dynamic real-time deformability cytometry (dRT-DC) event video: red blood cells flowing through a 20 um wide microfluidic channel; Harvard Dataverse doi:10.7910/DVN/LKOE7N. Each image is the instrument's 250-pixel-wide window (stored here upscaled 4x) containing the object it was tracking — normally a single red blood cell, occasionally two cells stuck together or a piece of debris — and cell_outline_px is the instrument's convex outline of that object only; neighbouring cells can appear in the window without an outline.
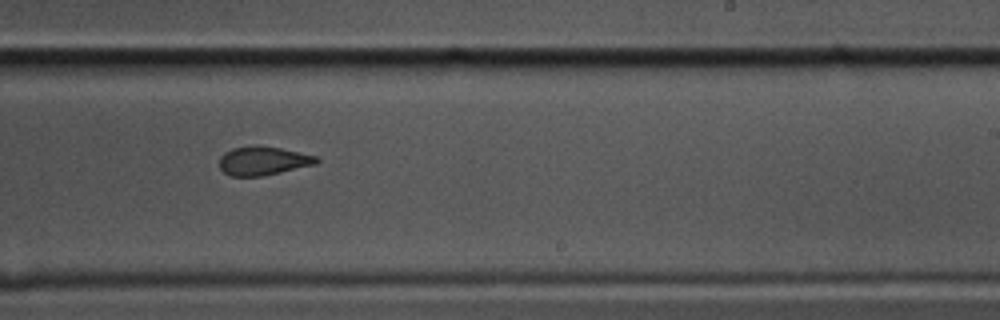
{"species": "common noctule bat (a hibernating species)", "species_latin": "Nyctalus noctula", "temperature_condition": "cold", "stored_images_in_passage": 42, "camera_frame_rate_fps": 3000, "um_per_image_px": 0.085, "animal": {"sex": "male", "body_mass_g": 17.5, "forearm_length_mm": 52.3}, "frame": {"image": 1, "passage_image": 24, "time_ms": 7.667, "image_size_px": [1000, 320], "cell_outline_px": [[320, 160], [316, 164], [264, 176], [228, 176], [220, 168], [220, 156], [224, 152], [232, 148], [252, 144], [260, 144], [280, 148], [316, 156]], "centroid_in_image_um": [22.33, 13.65], "position_along_channel_um": 266.7, "area_um2": 16.53}}
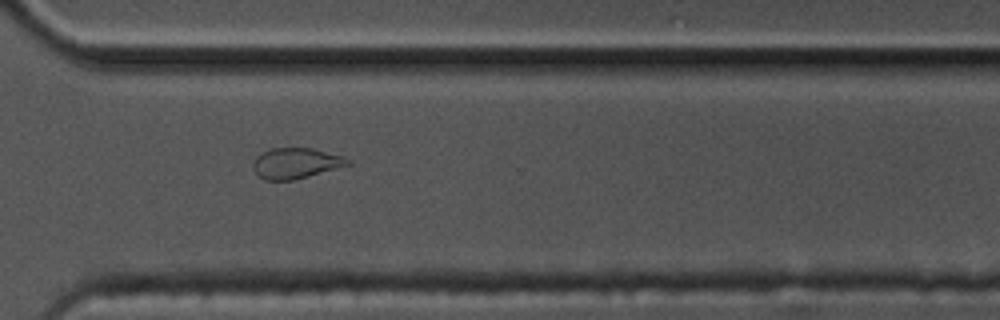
{"frame": {"image": 2, "passage_image": 31, "time_ms": 10.0, "image_size_px": [1000, 320], "cell_outline_px": [[352, 164], [308, 176], [292, 180], [264, 180], [252, 168], [252, 164], [256, 156], [272, 148], [312, 148], [344, 156], [352, 160]], "centroid_in_image_um": [25.17, 13.87], "position_along_channel_um": 345.4, "area_um2": 16.88}}
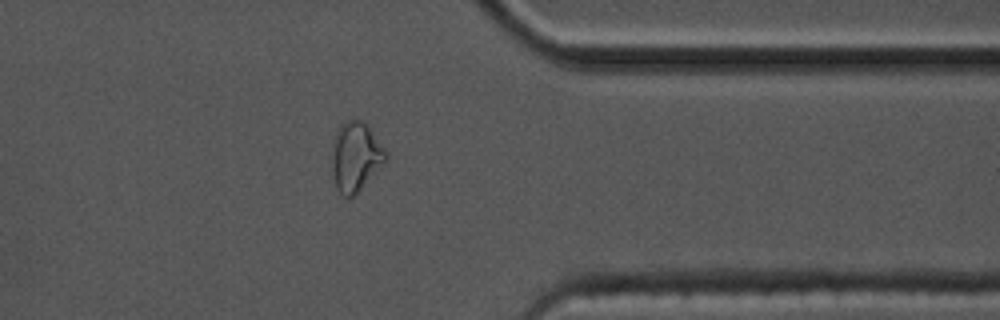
{"frame": {"image": 3, "passage_image": 35, "time_ms": 11.333, "image_size_px": [1000, 320], "cell_outline_px": [[388, 156], [360, 188], [352, 196], [344, 196], [336, 188], [332, 172], [332, 156], [336, 132], [344, 120], [356, 116], [368, 124], [388, 152]], "centroid_in_image_um": [30.22, 13.21], "position_along_channel_um": 381.2, "area_um2": 21.5}, "authors_computed_cell_mechanics": {"area_um2": 16.9643, "velocity_mm_per_s": 3.3729, "shape_relaxation_time_tau1_ms": 5.4966, "shape_relaxation_time_tau2_ms": 2.7146, "deformation_change_tau1": 0.1373, "deformation_change_tau2": 0.087}}